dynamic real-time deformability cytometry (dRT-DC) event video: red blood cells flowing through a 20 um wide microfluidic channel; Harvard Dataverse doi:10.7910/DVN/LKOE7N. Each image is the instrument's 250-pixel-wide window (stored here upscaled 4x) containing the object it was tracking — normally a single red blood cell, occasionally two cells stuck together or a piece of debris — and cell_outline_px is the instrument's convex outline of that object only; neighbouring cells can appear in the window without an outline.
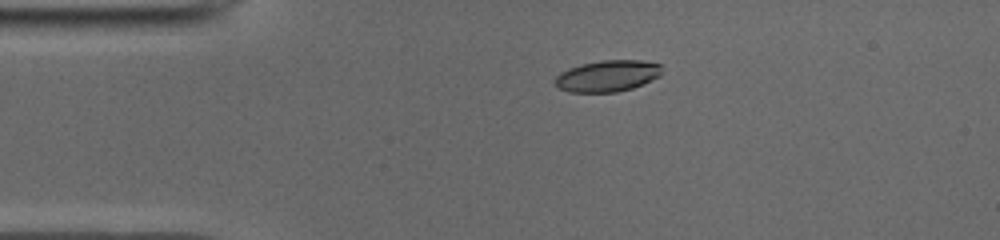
{"species": "common noctule bat (a hibernating species)", "species_latin": "Nyctalus noctula", "temperature_condition": "cold", "stored_images_in_passage": 42, "camera_frame_rate_fps": 3000, "um_per_image_px": 0.085, "animal": {"sex": "male", "body_mass_g": 19.0, "forearm_length_mm": 50.8}, "frame": {"image": 1, "passage_image": 2, "time_ms": 0.333, "image_size_px": [1000, 240], "cell_outline_px": [[660, 76], [632, 88], [616, 92], [568, 92], [556, 88], [556, 76], [560, 72], [568, 68], [580, 64], [604, 60], [640, 60], [660, 64]], "centroid_in_image_um": [51.59, 6.46], "position_along_channel_um": 33.4, "area_um2": 19.48}}
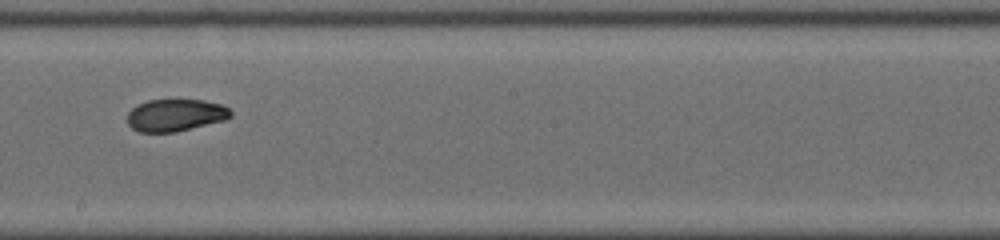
{"frame": {"image": 2, "passage_image": 20, "time_ms": 6.333, "image_size_px": [1000, 240], "cell_outline_px": [[232, 116], [224, 120], [176, 132], [140, 132], [132, 128], [128, 124], [128, 112], [132, 108], [148, 100], [204, 100], [220, 104], [228, 108], [232, 112]], "centroid_in_image_um": [14.92, 9.79], "position_along_channel_um": 233.3, "area_um2": 19.25}}
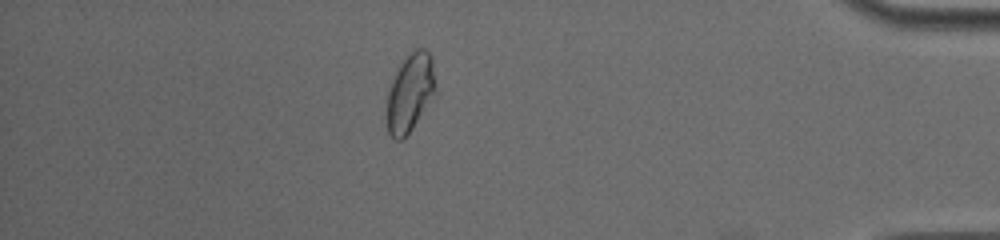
{"frame": {"image": 3, "passage_image": 36, "time_ms": 11.667, "image_size_px": [1000, 240], "cell_outline_px": [[436, 92], [412, 128], [400, 140], [396, 140], [388, 132], [388, 92], [392, 80], [400, 64], [416, 48], [424, 48], [428, 52], [432, 60]], "centroid_in_image_um": [34.87, 7.86], "position_along_channel_um": 400.3, "area_um2": 21.44}, "authors_computed_cell_mechanics": {"area_um2": 20.1433, "velocity_mm_per_s": 3.9359, "shape_relaxation_time_tau1_ms": 7.959, "shape_relaxation_time_tau2_ms": 1.4131, "deformation_change_tau1": 0.1923, "deformation_change_tau2": 0.0433}}